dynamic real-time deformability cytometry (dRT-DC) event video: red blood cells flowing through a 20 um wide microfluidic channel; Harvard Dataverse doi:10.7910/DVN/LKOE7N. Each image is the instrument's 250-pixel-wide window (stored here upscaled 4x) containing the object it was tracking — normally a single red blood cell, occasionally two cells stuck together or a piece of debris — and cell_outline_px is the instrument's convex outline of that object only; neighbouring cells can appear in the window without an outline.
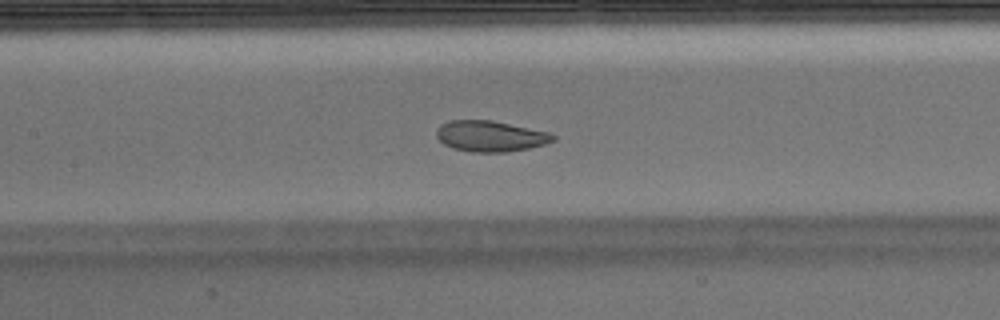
{"species": "Egyptian fruit bat (a non-hibernating species)", "species_latin": "Rousettus aegyptiacus", "temperature_condition": "warm", "stored_images_in_passage": 43, "segment_of_instrument_passage": [1, 2], "camera_frame_rate_fps": 3000, "um_per_image_px": 0.085, "animal": {"sex": "male"}, "frame": {"image": 1, "passage_image": 15, "time_ms": 4.667, "image_size_px": [1000, 320], "cell_outline_px": [[556, 140], [544, 144], [528, 148], [508, 152], [472, 152], [452, 148], [444, 144], [436, 136], [436, 128], [440, 124], [452, 120], [492, 120], [548, 132], [556, 136]], "centroid_in_image_um": [41.66, 11.57], "position_along_channel_um": 165.7, "area_um2": 20.98}}
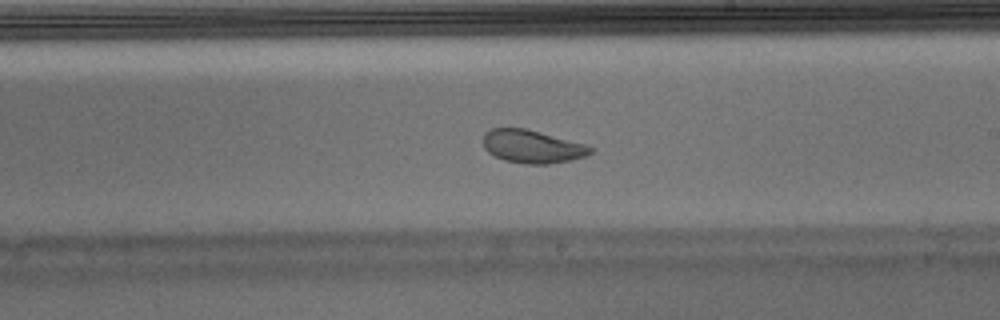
{"frame": {"image": 2, "passage_image": 21, "time_ms": 6.667, "image_size_px": [1000, 320], "cell_outline_px": [[592, 152], [588, 156], [572, 160], [548, 164], [524, 164], [504, 160], [488, 152], [484, 148], [484, 132], [492, 128], [524, 128], [588, 144], [592, 148]], "centroid_in_image_um": [45.27, 12.46], "position_along_channel_um": 243.7, "area_um2": 20.81}}